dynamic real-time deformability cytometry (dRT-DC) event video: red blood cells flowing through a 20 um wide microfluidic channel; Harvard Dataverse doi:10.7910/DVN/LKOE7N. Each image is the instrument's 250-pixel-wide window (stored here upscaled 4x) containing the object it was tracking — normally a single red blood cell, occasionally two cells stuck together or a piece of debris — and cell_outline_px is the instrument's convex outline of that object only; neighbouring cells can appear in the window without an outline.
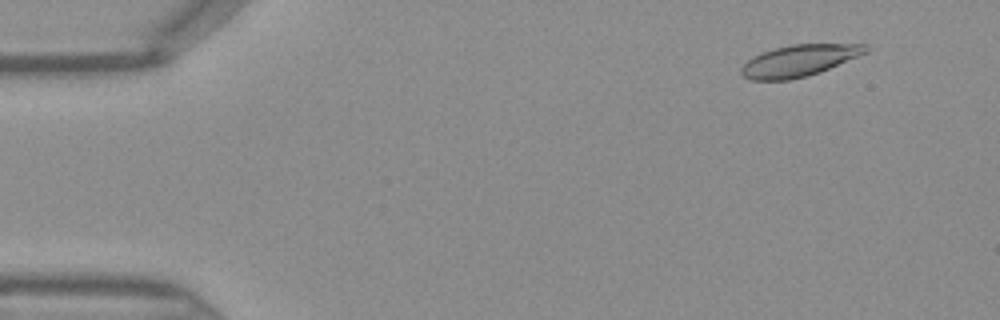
{"species": "Egyptian fruit bat (a non-hibernating species)", "species_latin": "Rousettus aegyptiacus", "temperature_condition": "warm", "stored_images_in_passage": 43, "camera_frame_rate_fps": 3000, "um_per_image_px": 0.085, "frame": {"image": 1, "passage_image": 1, "time_ms": 0.0, "image_size_px": [1000, 320], "cell_outline_px": [[868, 52], [820, 72], [808, 76], [788, 80], [752, 80], [744, 76], [740, 72], [740, 68], [748, 60], [764, 52], [776, 48], [792, 44], [868, 44]], "centroid_in_image_um": [67.95, 5.16], "position_along_channel_um": 17.1, "area_um2": 22.66}}
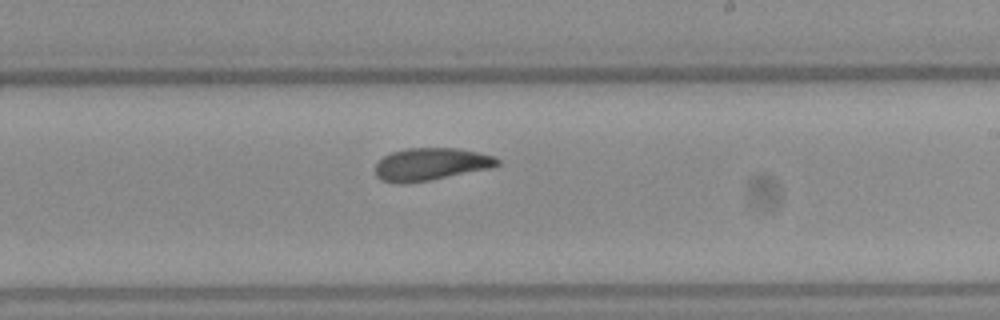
{"frame": {"image": 2, "passage_image": 24, "time_ms": 7.667, "image_size_px": [1000, 320], "cell_outline_px": [[500, 164], [492, 168], [432, 180], [404, 184], [396, 184], [380, 180], [376, 176], [376, 164], [384, 156], [392, 152], [408, 148], [460, 148], [492, 156], [500, 160]], "centroid_in_image_um": [36.62, 13.97], "position_along_channel_um": 252.4, "area_um2": 23.29}}
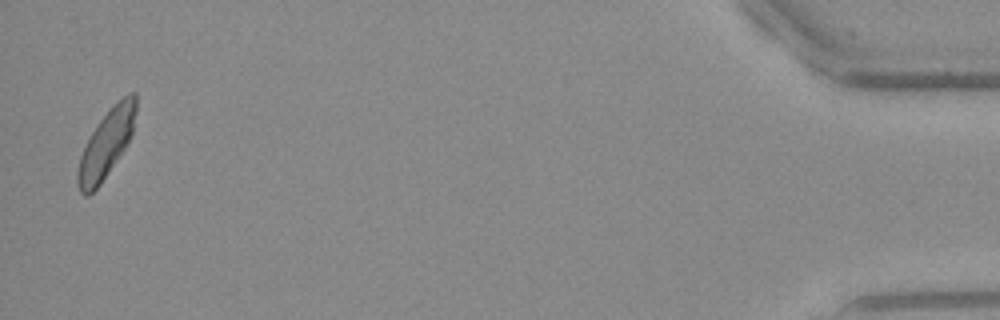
{"frame": {"image": 3, "passage_image": 42, "time_ms": 13.667, "image_size_px": [1000, 320], "cell_outline_px": [[136, 112], [132, 132], [128, 144], [100, 184], [88, 196], [84, 196], [80, 192], [76, 180], [76, 176], [80, 156], [96, 124], [128, 92], [136, 92]], "centroid_in_image_um": [9.03, 12.26], "position_along_channel_um": 426.2, "area_um2": 22.54}}